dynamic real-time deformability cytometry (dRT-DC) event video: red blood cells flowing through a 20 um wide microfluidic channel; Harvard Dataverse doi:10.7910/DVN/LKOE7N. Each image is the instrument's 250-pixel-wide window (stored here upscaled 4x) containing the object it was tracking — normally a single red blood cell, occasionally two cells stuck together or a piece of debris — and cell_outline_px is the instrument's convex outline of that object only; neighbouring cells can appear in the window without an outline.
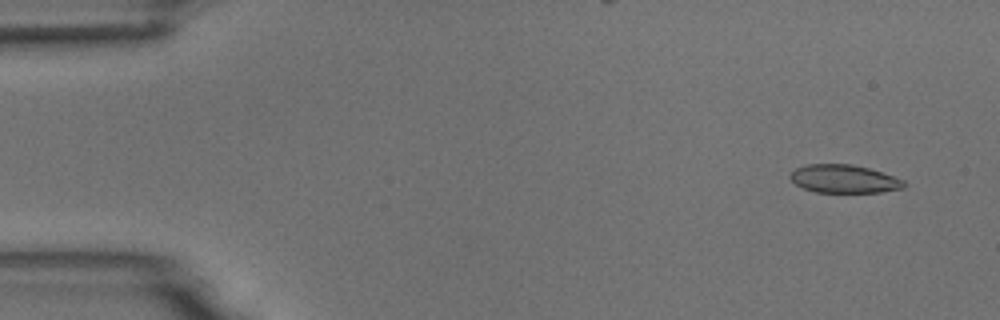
{"species": "common noctule bat (a hibernating species)", "species_latin": "Nyctalus noctula", "temperature_condition": "room temperature", "stored_images_in_passage": 4, "camera_frame_rate_fps": 3000, "um_per_image_px": 0.085, "animal": {"sex": "male", "body_mass_g": 18.8}, "frame": {"image": 1, "passage_image": 1, "time_ms": 0.0, "image_size_px": [1000, 320], "cell_outline_px": [[904, 188], [880, 192], [816, 192], [804, 188], [796, 184], [788, 176], [796, 168], [804, 164], [852, 164], [868, 168], [904, 180]], "centroid_in_image_um": [71.71, 15.2], "position_along_channel_um": 13.3, "area_um2": 18.5}}
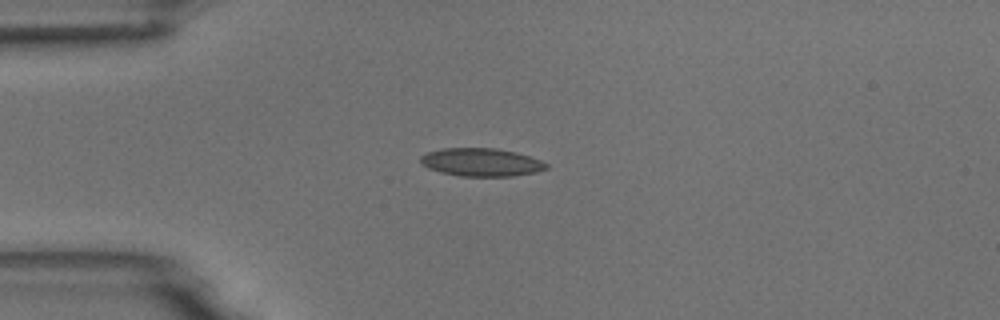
{"frame": {"image": 2, "passage_image": 4, "time_ms": 3.333, "image_size_px": [1000, 320], "cell_outline_px": [[548, 168], [536, 172], [512, 176], [460, 176], [440, 172], [428, 168], [420, 164], [420, 156], [428, 152], [444, 148], [496, 148], [516, 152], [540, 160], [548, 164]], "centroid_in_image_um": [40.89, 13.79], "position_along_channel_um": 44.1, "area_um2": 20.58}}